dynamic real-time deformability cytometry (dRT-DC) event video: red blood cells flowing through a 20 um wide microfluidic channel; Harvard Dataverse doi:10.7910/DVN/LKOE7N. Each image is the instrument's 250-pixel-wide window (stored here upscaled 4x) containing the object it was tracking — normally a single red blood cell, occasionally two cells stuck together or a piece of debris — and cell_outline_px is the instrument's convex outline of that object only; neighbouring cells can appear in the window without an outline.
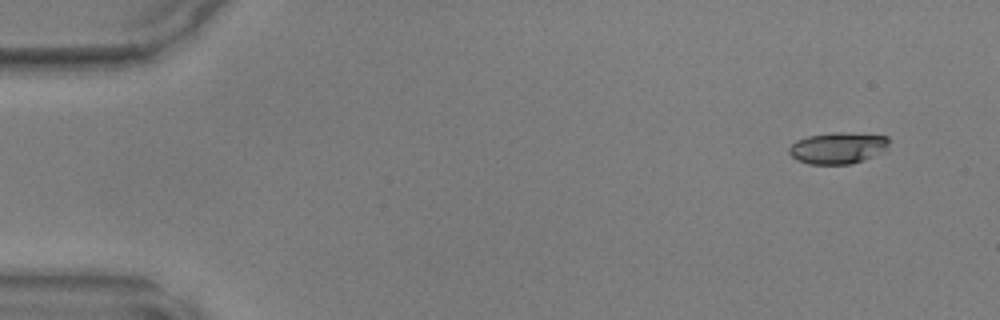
{"species": "common noctule bat (a hibernating species)", "species_latin": "Nyctalus noctula", "temperature_condition": "warm", "stored_images_in_passage": 45, "camera_frame_rate_fps": 3000, "um_per_image_px": 0.085, "animal": {"sex": "male", "body_mass_g": 17.9, "forearm_length_mm": 54.2}, "frame": {"image": 1, "passage_image": 1, "time_ms": 0.0, "image_size_px": [1000, 320], "cell_outline_px": [[888, 144], [884, 148], [872, 156], [864, 160], [852, 164], [808, 164], [796, 160], [788, 152], [788, 148], [796, 140], [808, 136], [832, 132], [848, 132], [888, 136]], "centroid_in_image_um": [71.16, 12.57], "position_along_channel_um": 13.8, "area_um2": 18.26}}
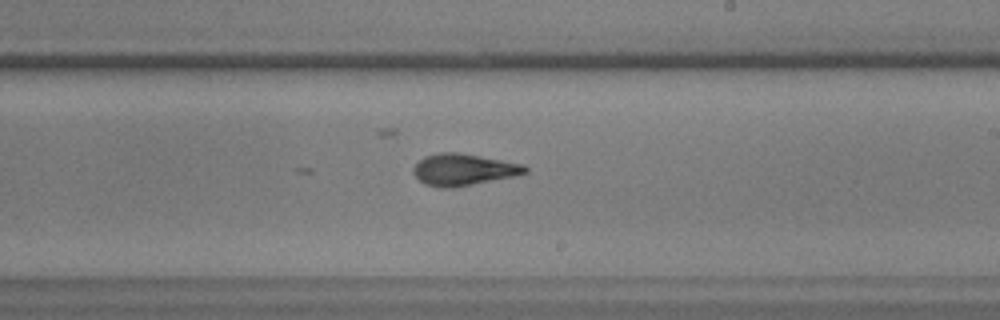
{"frame": {"image": 2, "passage_image": 26, "time_ms": 8.333, "image_size_px": [1000, 320], "cell_outline_px": [[528, 172], [512, 176], [452, 188], [440, 188], [424, 184], [412, 172], [412, 168], [424, 156], [440, 152], [456, 152], [524, 164], [528, 168]], "centroid_in_image_um": [39.36, 14.41], "position_along_channel_um": 249.6, "area_um2": 20.4}}
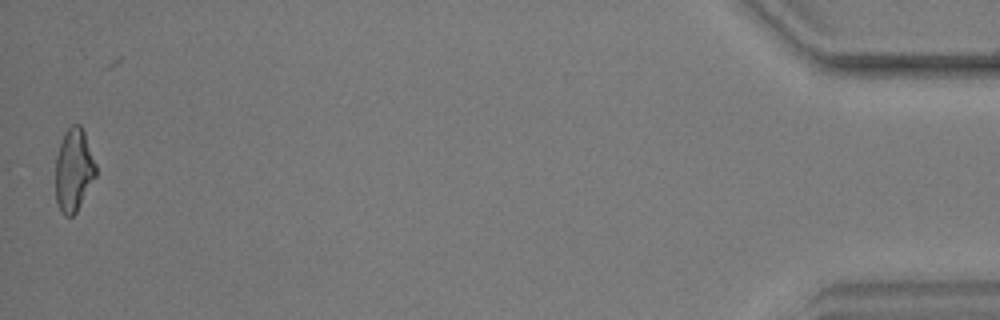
{"frame": {"image": 3, "passage_image": 45, "time_ms": 14.667, "image_size_px": [1000, 320], "cell_outline_px": [[96, 176], [76, 212], [72, 216], [64, 216], [60, 212], [56, 200], [56, 156], [64, 132], [72, 124], [80, 124], [84, 132], [96, 164]], "centroid_in_image_um": [6.26, 14.46], "position_along_channel_um": 428.9, "area_um2": 19.42}}